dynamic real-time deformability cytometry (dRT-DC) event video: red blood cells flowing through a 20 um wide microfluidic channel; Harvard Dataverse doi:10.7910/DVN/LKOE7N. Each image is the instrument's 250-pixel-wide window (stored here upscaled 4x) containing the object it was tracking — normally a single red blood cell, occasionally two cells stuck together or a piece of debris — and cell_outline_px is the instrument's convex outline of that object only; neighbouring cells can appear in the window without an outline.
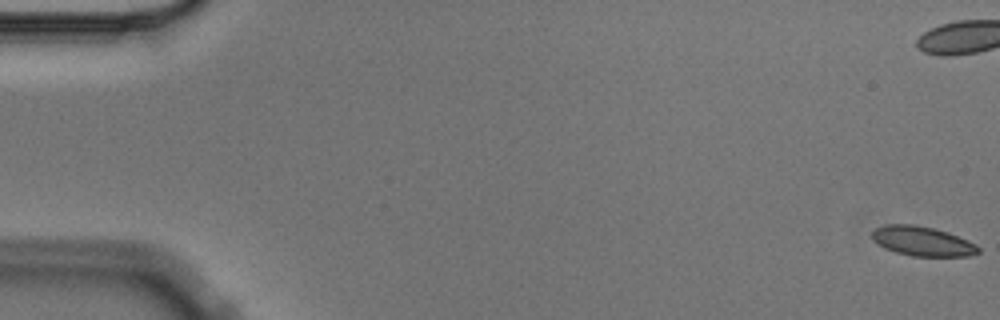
{"species": "Egyptian fruit bat (a non-hibernating species)", "species_latin": "Rousettus aegyptiacus", "temperature_condition": "cold", "stored_images_in_passage": 7, "camera_frame_rate_fps": 3000, "um_per_image_px": 0.085, "animal": {"sex": "male"}, "frame": {"image": 1, "passage_image": 1, "time_ms": 0.0, "image_size_px": [1000, 320], "cell_outline_px": [[980, 252], [968, 256], [912, 256], [896, 252], [884, 248], [876, 244], [872, 240], [872, 228], [884, 224], [916, 224], [948, 232], [968, 240], [976, 244], [980, 248]], "centroid_in_image_um": [78.36, 20.49], "position_along_channel_um": 6.6, "area_um2": 18.55}}
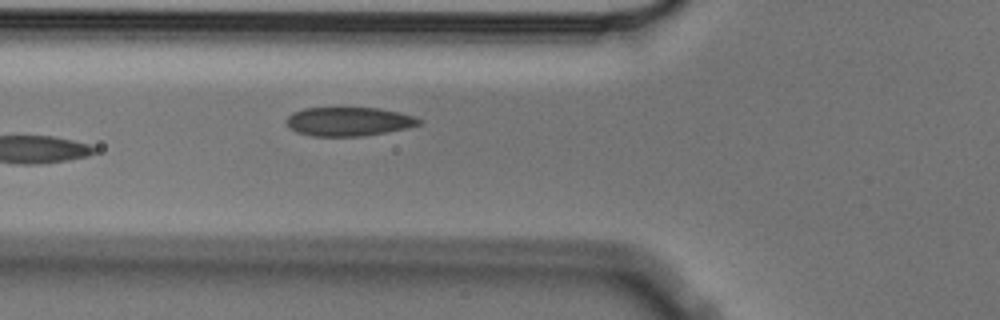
{"frame": {"image": 2, "passage_image": 7, "time_ms": 2.0, "image_size_px": [1000, 320], "cell_outline_px": [[424, 120], [420, 124], [408, 128], [364, 136], [312, 136], [296, 132], [288, 128], [284, 120], [292, 112], [304, 108], [380, 108], [400, 112]], "centroid_in_image_um": [29.61, 10.33], "position_along_channel_um": 96.2, "area_um2": 22.54}}